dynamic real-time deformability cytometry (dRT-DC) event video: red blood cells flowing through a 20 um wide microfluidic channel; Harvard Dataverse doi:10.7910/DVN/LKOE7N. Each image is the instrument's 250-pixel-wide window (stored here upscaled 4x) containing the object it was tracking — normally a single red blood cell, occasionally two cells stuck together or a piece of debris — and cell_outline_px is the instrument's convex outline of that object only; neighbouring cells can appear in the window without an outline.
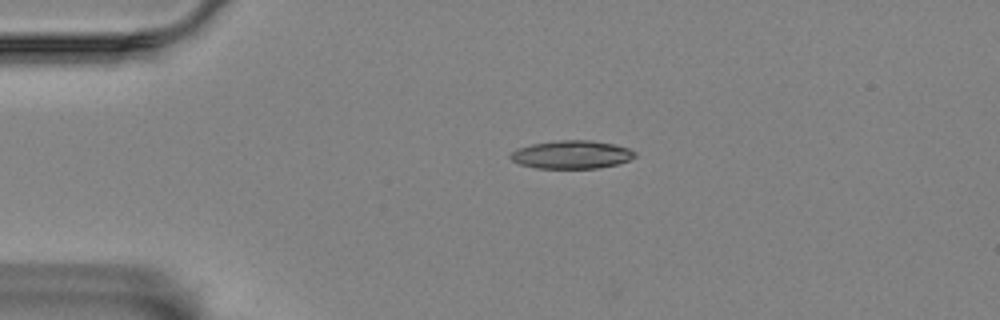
{"species": "Egyptian fruit bat (a non-hibernating species)", "species_latin": "Rousettus aegyptiacus", "temperature_condition": "room temperature", "stored_images_in_passage": 46, "camera_frame_rate_fps": 3000, "um_per_image_px": 0.085, "animal": {"sex": "female"}, "frame": {"image": 1, "passage_image": 1, "time_ms": 0.0, "image_size_px": [1000, 320], "cell_outline_px": [[636, 156], [628, 160], [616, 164], [600, 168], [536, 168], [520, 164], [512, 160], [508, 156], [516, 148], [532, 144], [560, 140], [592, 140], [616, 144], [628, 148], [636, 152]], "centroid_in_image_um": [48.59, 13.13], "position_along_channel_um": 36.4, "area_um2": 20.46}}
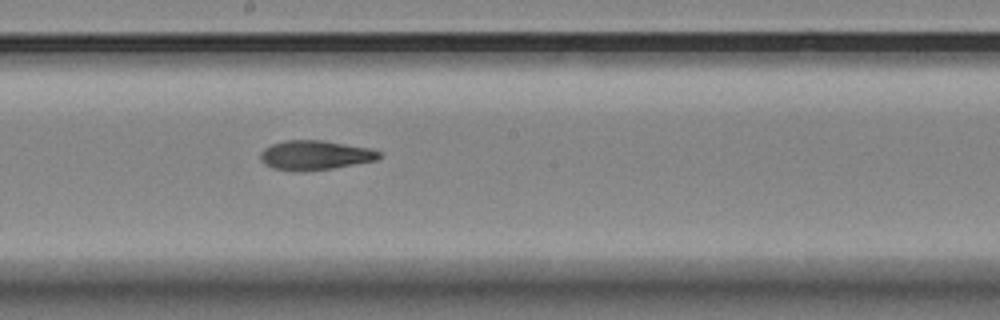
{"frame": {"image": 2, "passage_image": 20, "time_ms": 6.333, "image_size_px": [1000, 320], "cell_outline_px": [[384, 152], [376, 160], [332, 168], [304, 172], [292, 172], [272, 168], [264, 164], [260, 160], [260, 152], [264, 148], [272, 144], [284, 140], [320, 140], [368, 148]], "centroid_in_image_um": [26.72, 13.2], "position_along_channel_um": 221.5, "area_um2": 20.52}}
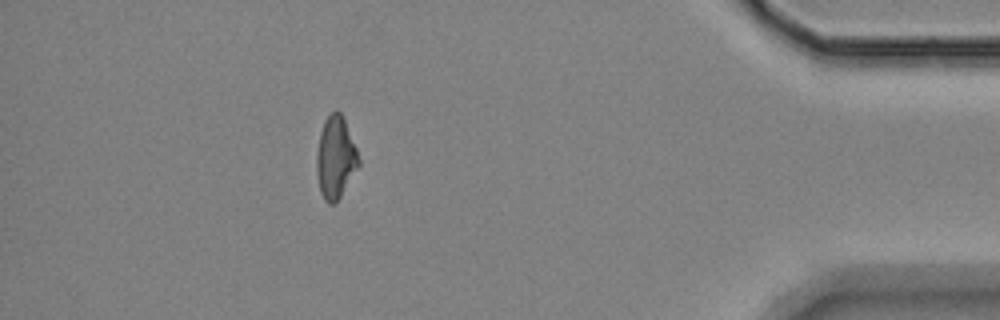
{"frame": {"image": 3, "passage_image": 40, "time_ms": 13.0, "image_size_px": [1000, 320], "cell_outline_px": [[360, 164], [336, 204], [328, 204], [324, 200], [320, 192], [316, 172], [316, 156], [320, 132], [324, 120], [336, 108], [340, 112], [344, 120], [356, 148], [360, 160]], "centroid_in_image_um": [28.5, 13.43], "position_along_channel_um": 406.7, "area_um2": 20.17}, "authors_computed_cell_mechanics": {"area_um2": 20.2589, "velocity_mm_per_s": 3.4703, "shape_relaxation_time_tau1_ms": 10.4026, "shape_relaxation_time_tau2_ms": 3.9056, "deformation_change_tau1": 0.1932, "deformation_change_tau2": 0.1446}}